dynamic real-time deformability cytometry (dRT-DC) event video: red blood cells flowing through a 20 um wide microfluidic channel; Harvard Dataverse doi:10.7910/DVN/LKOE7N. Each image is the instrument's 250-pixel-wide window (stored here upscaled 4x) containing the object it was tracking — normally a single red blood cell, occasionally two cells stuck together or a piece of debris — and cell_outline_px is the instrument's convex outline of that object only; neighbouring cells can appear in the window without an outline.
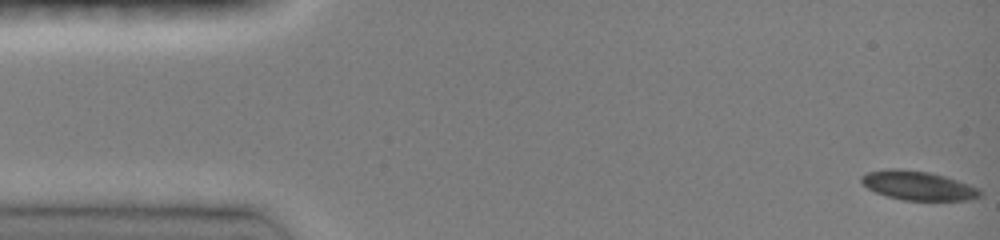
{"species": "common noctule bat (a hibernating species)", "species_latin": "Nyctalus noctula", "temperature_condition": "room temperature", "stored_images_in_passage": 56, "camera_frame_rate_fps": 3000, "um_per_image_px": 0.085, "animal": {"sex": "female", "body_mass_g": 19.0, "forearm_length_mm": 51.5}, "frame": {"image": 1, "passage_image": 1, "time_ms": 0.0, "image_size_px": [1000, 240], "cell_outline_px": [[984, 192], [980, 196], [968, 200], [904, 200], [888, 196], [876, 192], [868, 188], [860, 180], [860, 176], [868, 172], [892, 168], [900, 168], [928, 172], [944, 176], [980, 188]], "centroid_in_image_um": [78.05, 15.77], "position_along_channel_um": 6.9, "area_um2": 20.0}}
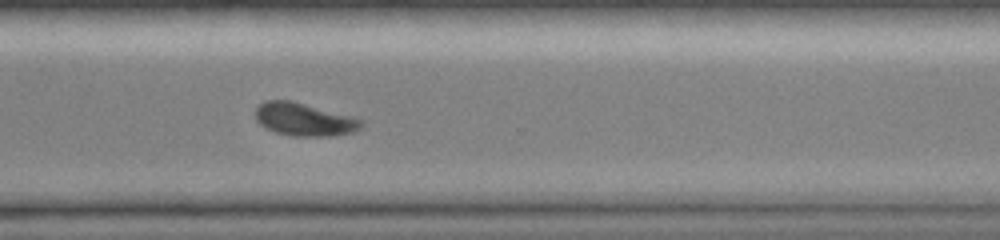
{"frame": {"image": 2, "passage_image": 39, "time_ms": 11.333, "image_size_px": [1000, 240], "cell_outline_px": [[364, 124], [360, 128], [352, 132], [328, 136], [296, 136], [276, 132], [260, 124], [256, 120], [256, 108], [264, 100], [292, 100], [352, 116], [364, 120]], "centroid_in_image_um": [25.87, 10.13], "position_along_channel_um": 344.7, "area_um2": 20.23}}
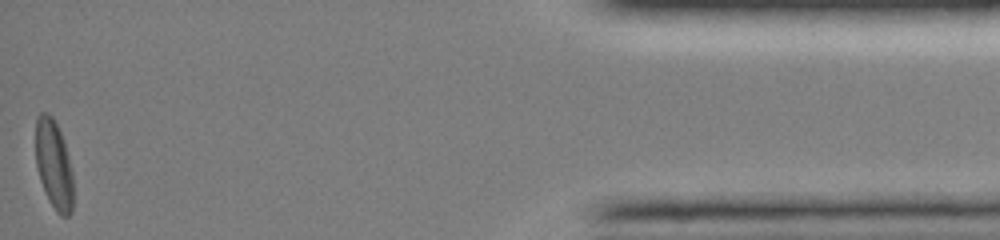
{"frame": {"image": 3, "passage_image": 55, "time_ms": 15.333, "image_size_px": [1000, 240], "cell_outline_px": [[72, 212], [68, 216], [60, 216], [56, 212], [48, 200], [40, 180], [36, 164], [36, 116], [40, 112], [48, 112], [52, 116], [60, 132], [68, 156], [72, 172]], "centroid_in_image_um": [4.56, 14.0], "position_along_channel_um": 430.6, "area_um2": 19.42}, "authors_computed_cell_mechanics": {"area_um2": 20.519, "velocity_mm_per_s": 4.06, "shape_relaxation_time_tau1_ms": 3.2868, "shape_relaxation_time_tau2_ms": null, "deformation_change_tau1": 0.112, "deformation_change_tau2": null}}